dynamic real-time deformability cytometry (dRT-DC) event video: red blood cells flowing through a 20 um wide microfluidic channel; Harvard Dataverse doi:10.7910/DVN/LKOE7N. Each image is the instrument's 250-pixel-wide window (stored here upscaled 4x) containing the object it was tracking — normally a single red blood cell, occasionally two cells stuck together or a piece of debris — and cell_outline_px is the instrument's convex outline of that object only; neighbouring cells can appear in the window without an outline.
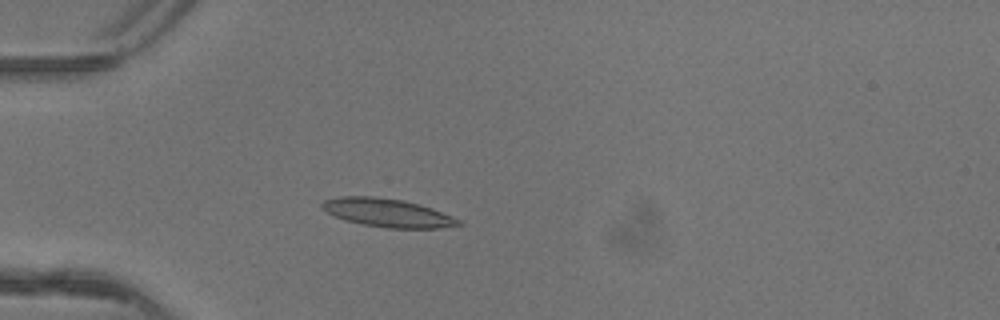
{"species": "common noctule bat (a hibernating species)", "species_latin": "Nyctalus noctula", "temperature_condition": "warm", "stored_images_in_passage": 4, "camera_frame_rate_fps": 3000, "um_per_image_px": 0.085, "animal": {"sex": "female"}, "frame": {"image": 1, "passage_image": 4, "time_ms": 1.0, "image_size_px": [1000, 320], "cell_outline_px": [[464, 224], [440, 228], [388, 228], [364, 224], [344, 220], [320, 208], [320, 204], [324, 200], [340, 196], [372, 196], [404, 200], [420, 204], [432, 208], [452, 216], [460, 220]], "centroid_in_image_um": [32.94, 18.08], "position_along_channel_um": 52.1, "area_um2": 22.54}}